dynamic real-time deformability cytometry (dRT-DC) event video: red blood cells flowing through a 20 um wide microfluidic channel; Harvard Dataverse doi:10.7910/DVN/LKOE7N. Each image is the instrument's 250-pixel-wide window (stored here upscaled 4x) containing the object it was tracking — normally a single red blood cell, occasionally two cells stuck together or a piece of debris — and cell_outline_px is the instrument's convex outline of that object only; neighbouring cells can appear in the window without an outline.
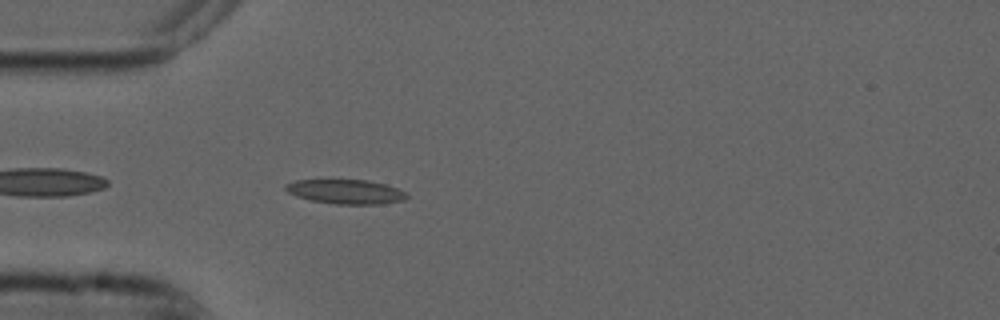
{"species": "common noctule bat (a hibernating species)", "species_latin": "Nyctalus noctula", "temperature_condition": "cold", "stored_images_in_passage": 42, "camera_frame_rate_fps": 3000, "um_per_image_px": 0.085, "animal": {"sex": "male", "forearm_length_mm": 52.5}, "frame": {"image": 1, "passage_image": 3, "time_ms": 0.667, "image_size_px": [1000, 320], "cell_outline_px": [[408, 196], [404, 200], [384, 204], [336, 204], [312, 200], [296, 196], [288, 192], [284, 188], [284, 184], [296, 180], [368, 180], [384, 184], [396, 188], [404, 192]], "centroid_in_image_um": [29.37, 16.29], "position_along_channel_um": 55.6, "area_um2": 17.11}}
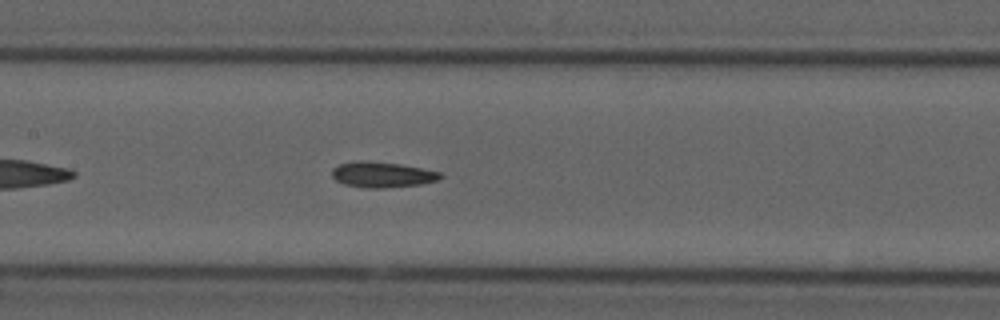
{"frame": {"image": 2, "passage_image": 13, "time_ms": 4.0, "image_size_px": [1000, 320], "cell_outline_px": [[448, 176], [440, 180], [420, 184], [384, 188], [364, 188], [344, 184], [336, 180], [332, 176], [332, 168], [340, 164], [356, 160], [360, 160], [400, 164], [440, 172]], "centroid_in_image_um": [32.52, 14.85], "position_along_channel_um": 174.9, "area_um2": 16.3}}
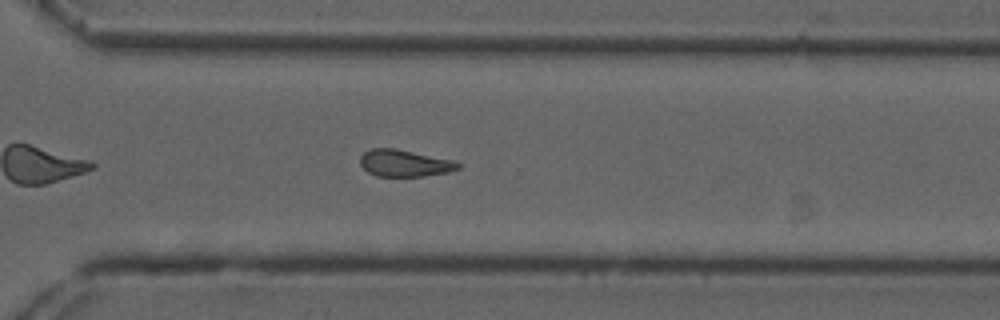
{"frame": {"image": 3, "passage_image": 26, "time_ms": 8.333, "image_size_px": [1000, 320], "cell_outline_px": [[460, 168], [448, 172], [424, 176], [376, 176], [368, 172], [360, 164], [360, 156], [364, 152], [372, 148], [396, 148], [452, 160], [460, 164]], "centroid_in_image_um": [34.36, 13.87], "position_along_channel_um": 336.2, "area_um2": 15.26}, "authors_computed_cell_mechanics": {"area_um2": 15.9239, "velocity_mm_per_s": 3.733, "shape_relaxation_time_tau1_ms": null, "shape_relaxation_time_tau2_ms": 5.365, "deformation_change_tau1": null, "deformation_change_tau2": 0.1245}}